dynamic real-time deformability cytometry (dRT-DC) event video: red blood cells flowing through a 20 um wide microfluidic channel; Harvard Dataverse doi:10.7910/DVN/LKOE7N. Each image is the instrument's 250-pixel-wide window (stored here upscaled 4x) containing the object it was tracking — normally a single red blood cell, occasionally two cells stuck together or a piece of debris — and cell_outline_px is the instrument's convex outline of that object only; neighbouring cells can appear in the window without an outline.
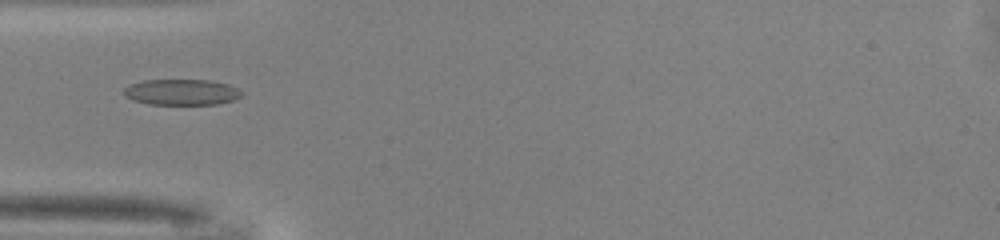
{"species": "common noctule bat (a hibernating species)", "species_latin": "Nyctalus noctula", "temperature_condition": "warm", "stored_images_in_passage": 39, "camera_frame_rate_fps": 3000, "um_per_image_px": 0.085, "animal": {"sex": "male", "body_mass_g": 13.0, "forearm_length_mm": 53.1}, "frame": {"image": 1, "passage_image": 15, "time_ms": 4.667, "image_size_px": [1000, 240], "cell_outline_px": [[244, 92], [240, 96], [232, 100], [216, 104], [148, 104], [132, 100], [124, 96], [124, 88], [132, 84], [144, 80], [212, 80], [228, 84]], "centroid_in_image_um": [15.42, 7.83], "position_along_channel_um": 69.6, "area_um2": 17.69}}
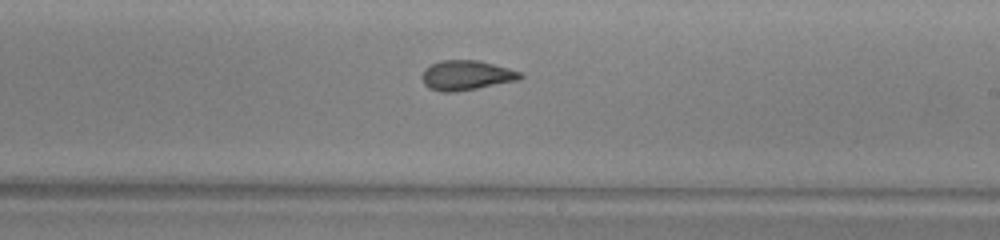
{"frame": {"image": 2, "passage_image": 28, "time_ms": 9.0, "image_size_px": [1000, 240], "cell_outline_px": [[524, 76], [520, 80], [456, 92], [440, 92], [428, 88], [424, 84], [420, 76], [424, 68], [440, 60], [480, 60], [508, 68], [520, 72]], "centroid_in_image_um": [39.61, 6.4], "position_along_channel_um": 249.4, "area_um2": 17.28}}
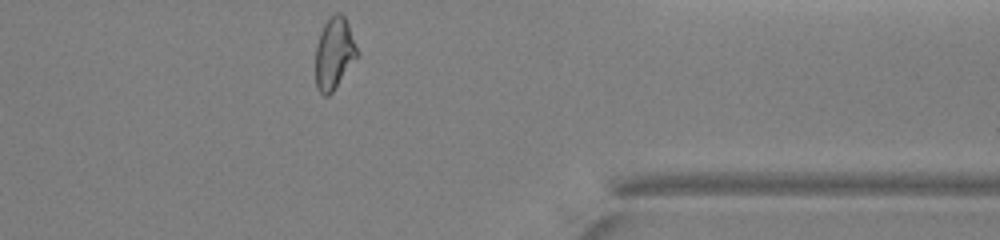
{"frame": {"image": 3, "passage_image": 39, "time_ms": 12.667, "image_size_px": [1000, 240], "cell_outline_px": [[360, 52], [332, 92], [328, 96], [324, 96], [320, 92], [316, 84], [316, 48], [320, 32], [324, 24], [336, 12], [340, 12], [344, 16], [348, 24]], "centroid_in_image_um": [28.42, 4.52], "position_along_channel_um": 383.0, "area_um2": 17.17}, "authors_computed_cell_mechanics": {"area_um2": 17.3978, "velocity_mm_per_s": 4.1442, "shape_relaxation_time_tau1_ms": 7.8139, "shape_relaxation_time_tau2_ms": 1.5667, "deformation_change_tau1": 0.1906, "deformation_change_tau2": 0.0918}}